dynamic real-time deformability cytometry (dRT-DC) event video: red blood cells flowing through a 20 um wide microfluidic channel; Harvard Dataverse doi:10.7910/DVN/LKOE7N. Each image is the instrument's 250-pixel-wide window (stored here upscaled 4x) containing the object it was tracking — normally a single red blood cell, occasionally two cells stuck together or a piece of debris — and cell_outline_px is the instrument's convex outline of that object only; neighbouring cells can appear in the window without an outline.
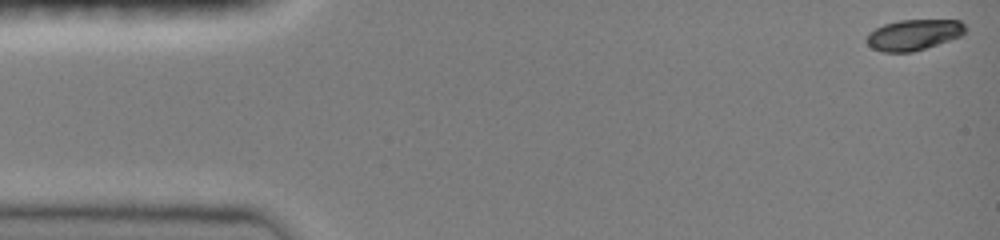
{"species": "common noctule bat (a hibernating species)", "species_latin": "Nyctalus noctula", "temperature_condition": "room temperature", "stored_images_in_passage": 43, "camera_frame_rate_fps": 3000, "um_per_image_px": 0.085, "animal": {"sex": "female", "body_mass_g": 19.0, "forearm_length_mm": 51.5}, "frame": {"image": 1, "passage_image": 1, "time_ms": 0.0, "image_size_px": [1000, 240], "cell_outline_px": [[964, 32], [960, 36], [912, 52], [884, 52], [872, 48], [864, 40], [868, 32], [884, 24], [900, 20], [960, 20], [964, 24]], "centroid_in_image_um": [77.6, 2.95], "position_along_channel_um": 7.4, "area_um2": 17.51}}
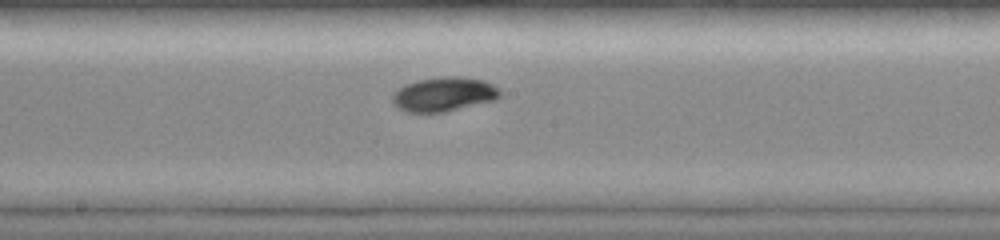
{"frame": {"image": 2, "passage_image": 24, "time_ms": 7.667, "image_size_px": [1000, 240], "cell_outline_px": [[500, 96], [496, 100], [444, 112], [408, 112], [396, 108], [392, 104], [392, 96], [396, 88], [404, 84], [416, 80], [444, 76], [456, 76], [484, 80], [500, 88]], "centroid_in_image_um": [37.7, 8.01], "position_along_channel_um": 210.5, "area_um2": 21.79}}
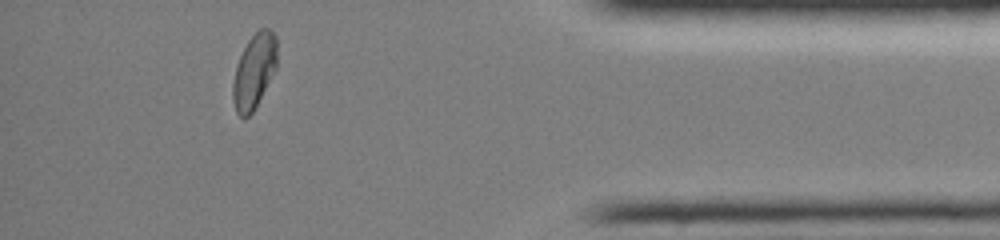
{"frame": {"image": 3, "passage_image": 41, "time_ms": 13.333, "image_size_px": [1000, 240], "cell_outline_px": [[276, 68], [252, 112], [244, 120], [236, 112], [232, 100], [232, 84], [236, 68], [240, 56], [248, 40], [260, 28], [268, 28], [276, 36]], "centroid_in_image_um": [21.58, 6.06], "position_along_channel_um": 413.6, "area_um2": 18.9}, "authors_computed_cell_mechanics": {"area_um2": 19.652, "velocity_mm_per_s": 4.0663, "shape_relaxation_time_tau1_ms": 3.2383, "shape_relaxation_time_tau2_ms": 2.2967, "deformation_change_tau1": 0.1315, "deformation_change_tau2": 0.0447}}